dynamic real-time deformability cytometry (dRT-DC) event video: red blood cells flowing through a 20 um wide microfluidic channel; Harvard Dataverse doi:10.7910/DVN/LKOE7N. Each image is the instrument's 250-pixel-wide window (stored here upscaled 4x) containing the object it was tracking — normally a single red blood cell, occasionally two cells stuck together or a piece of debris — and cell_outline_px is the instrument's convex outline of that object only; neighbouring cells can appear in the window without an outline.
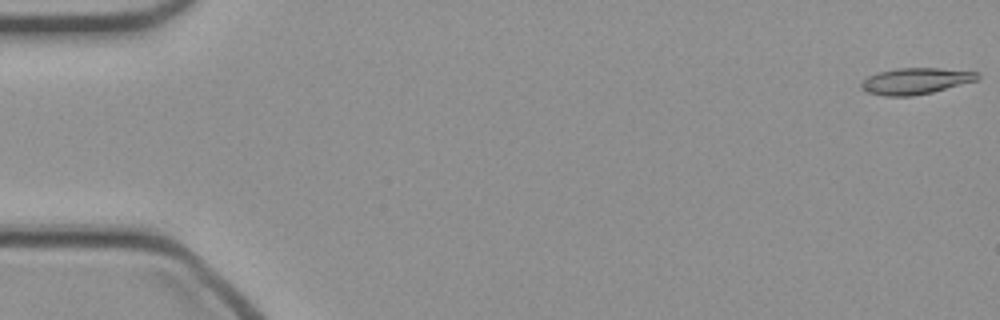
{"species": "common noctule bat (a hibernating species)", "species_latin": "Nyctalus noctula", "temperature_condition": "cold", "stored_images_in_passage": 47, "camera_frame_rate_fps": 3000, "um_per_image_px": 0.085, "animal": {"sex": "female", "body_mass_g": 21.9}, "frame": {"image": 1, "passage_image": 1, "time_ms": 0.0, "image_size_px": [1000, 320], "cell_outline_px": [[980, 76], [976, 80], [932, 92], [912, 96], [884, 96], [868, 92], [860, 88], [860, 84], [868, 76], [880, 72], [896, 68], [940, 68], [976, 72]], "centroid_in_image_um": [77.79, 6.89], "position_along_channel_um": 7.2, "area_um2": 17.57}}
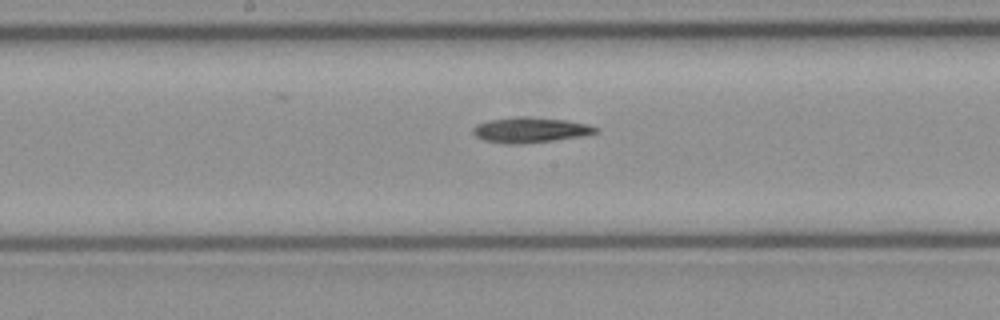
{"frame": {"image": 2, "passage_image": 25, "time_ms": 8.0, "image_size_px": [1000, 320], "cell_outline_px": [[600, 132], [580, 136], [524, 144], [504, 144], [484, 140], [476, 136], [472, 132], [472, 128], [476, 124], [488, 120], [516, 116], [528, 116], [568, 120], [600, 128]], "centroid_in_image_um": [45.04, 11.04], "position_along_channel_um": 203.2, "area_um2": 18.26}}
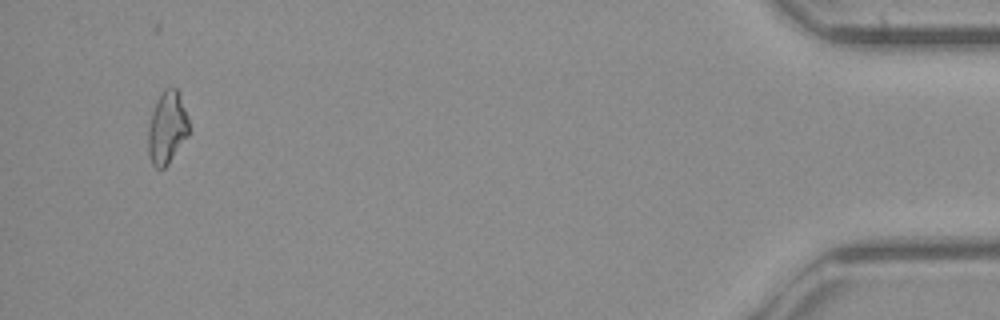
{"frame": {"image": 3, "passage_image": 46, "time_ms": 15.0, "image_size_px": [1000, 320], "cell_outline_px": [[188, 136], [168, 164], [164, 168], [156, 168], [152, 164], [148, 156], [148, 124], [152, 112], [164, 88], [176, 88], [180, 96], [188, 120]], "centroid_in_image_um": [14.18, 10.9], "position_along_channel_um": 421.0, "area_um2": 16.99}}